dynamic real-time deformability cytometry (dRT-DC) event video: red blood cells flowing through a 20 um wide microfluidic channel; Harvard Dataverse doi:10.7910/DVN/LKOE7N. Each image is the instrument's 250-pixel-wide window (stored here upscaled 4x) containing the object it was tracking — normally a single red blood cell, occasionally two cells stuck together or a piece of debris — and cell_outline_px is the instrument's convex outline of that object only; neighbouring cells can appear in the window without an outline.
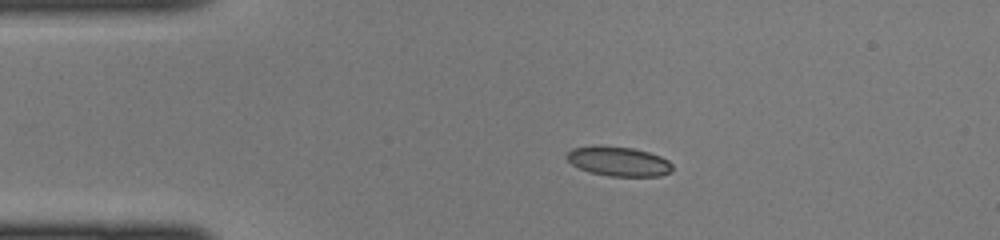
{"species": "common noctule bat (a hibernating species)", "species_latin": "Nyctalus noctula", "temperature_condition": "cold", "stored_images_in_passage": 37, "camera_frame_rate_fps": 3000, "um_per_image_px": 0.085, "animal": {"sex": "female", "body_mass_g": 22.0, "forearm_length_mm": 56.7}, "frame": {"image": 1, "passage_image": 1, "time_ms": 0.0, "image_size_px": [1000, 240], "cell_outline_px": [[672, 172], [660, 176], [608, 176], [588, 172], [572, 164], [564, 156], [572, 148], [592, 144], [632, 148], [648, 152], [660, 156], [668, 160], [672, 164]], "centroid_in_image_um": [52.55, 13.7], "position_along_channel_um": 32.5, "area_um2": 18.44}}
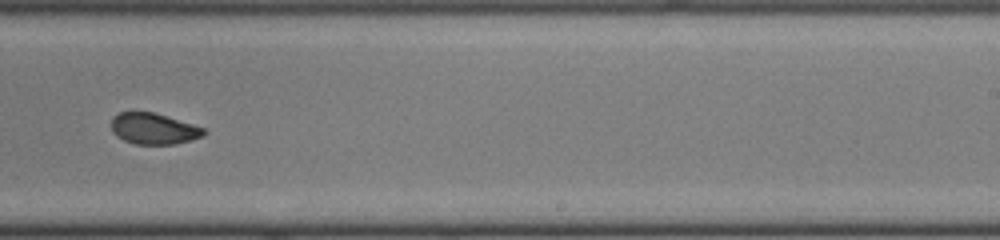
{"frame": {"image": 2, "passage_image": 20, "time_ms": 6.333, "image_size_px": [1000, 240], "cell_outline_px": [[204, 136], [192, 140], [176, 144], [136, 144], [124, 140], [116, 136], [112, 132], [112, 116], [120, 112], [156, 112], [204, 128]], "centroid_in_image_um": [13.05, 10.94], "position_along_channel_um": 275.9, "area_um2": 16.82}}
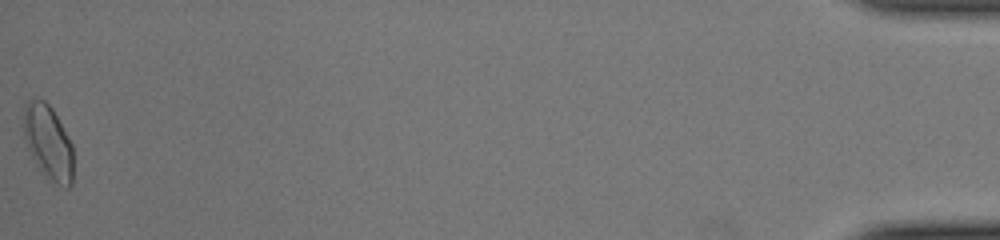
{"frame": {"image": 3, "passage_image": 37, "time_ms": 12.0, "image_size_px": [1000, 240], "cell_outline_px": [[72, 184], [68, 188], [48, 180], [44, 176], [36, 164], [28, 148], [24, 136], [24, 108], [28, 100], [44, 100], [52, 108], [68, 136], [72, 144]], "centroid_in_image_um": [4.1, 12.12], "position_along_channel_um": 431.1, "area_um2": 21.33}}